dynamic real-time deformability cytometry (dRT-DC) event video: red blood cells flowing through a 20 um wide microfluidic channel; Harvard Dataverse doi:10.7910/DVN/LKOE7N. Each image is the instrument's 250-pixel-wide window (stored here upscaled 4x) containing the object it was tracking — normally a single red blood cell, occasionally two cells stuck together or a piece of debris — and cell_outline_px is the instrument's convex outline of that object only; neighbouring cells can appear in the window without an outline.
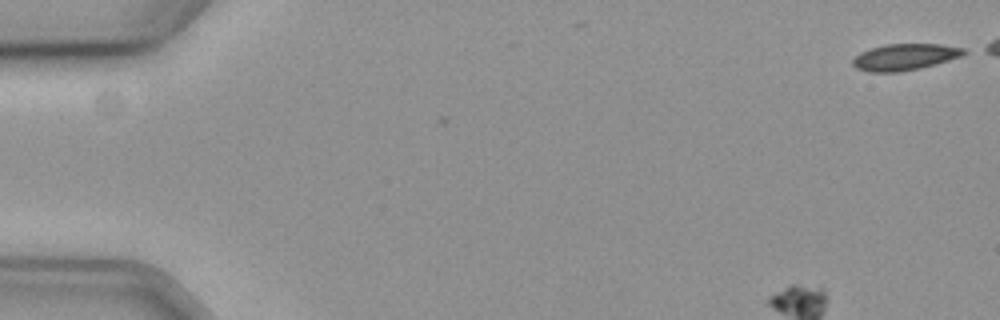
{"species": "common noctule bat (a hibernating species)", "species_latin": "Nyctalus noctula", "temperature_condition": "cold", "stored_images_in_passage": 57, "camera_frame_rate_fps": 3000, "um_per_image_px": 0.085, "animal": {"sex": "female", "body_mass_g": 19.3, "forearm_length_mm": 54.1}, "frame": {"image": 1, "passage_image": 1, "time_ms": 0.0, "image_size_px": [1000, 320], "cell_outline_px": [[972, 52], [964, 56], [936, 64], [920, 68], [900, 72], [868, 72], [856, 68], [852, 64], [852, 60], [860, 52], [884, 44], [940, 44], [964, 48]], "centroid_in_image_um": [76.97, 4.84], "position_along_channel_um": 8.0, "area_um2": 17.4}, "authors_computed_cell_mechanics": {"area_um2": 11.6178, "velocity_mm_per_s": 3.3783, "shape_relaxation_time_tau1_ms": 1.6037, "shape_relaxation_time_tau2_ms": null, "deformation_change_tau1": 0.0453, "deformation_change_tau2": null}}